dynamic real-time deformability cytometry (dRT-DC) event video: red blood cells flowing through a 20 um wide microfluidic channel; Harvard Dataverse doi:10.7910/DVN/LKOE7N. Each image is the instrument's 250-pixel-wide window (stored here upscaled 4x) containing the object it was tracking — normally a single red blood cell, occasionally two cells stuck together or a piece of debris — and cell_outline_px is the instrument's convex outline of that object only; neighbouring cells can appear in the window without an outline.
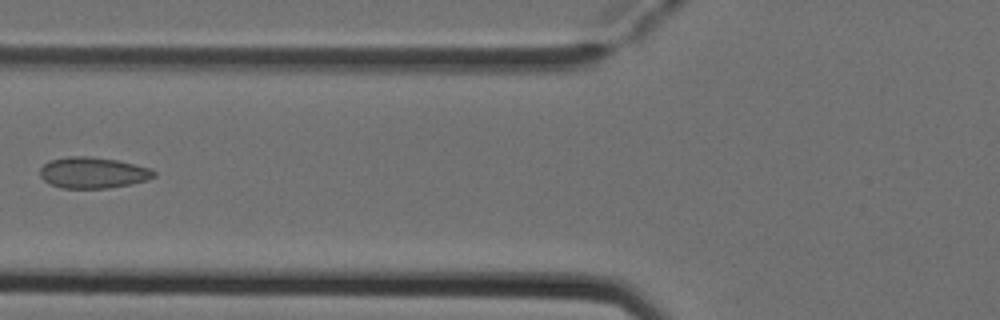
{"species": "Egyptian fruit bat (a non-hibernating species)", "species_latin": "Rousettus aegyptiacus", "temperature_condition": "cold", "stored_images_in_passage": 6, "camera_frame_rate_fps": 3000, "um_per_image_px": 0.085, "animal": {"sex": "female"}, "frame": {"image": 1, "passage_image": 6, "time_ms": 1.667, "image_size_px": [1000, 320], "cell_outline_px": [[156, 176], [148, 180], [108, 188], [60, 188], [48, 184], [40, 176], [40, 168], [48, 160], [68, 156], [88, 156], [116, 160], [152, 168], [156, 172]], "centroid_in_image_um": [7.88, 14.68], "position_along_channel_um": 117.9, "area_um2": 20.81}}